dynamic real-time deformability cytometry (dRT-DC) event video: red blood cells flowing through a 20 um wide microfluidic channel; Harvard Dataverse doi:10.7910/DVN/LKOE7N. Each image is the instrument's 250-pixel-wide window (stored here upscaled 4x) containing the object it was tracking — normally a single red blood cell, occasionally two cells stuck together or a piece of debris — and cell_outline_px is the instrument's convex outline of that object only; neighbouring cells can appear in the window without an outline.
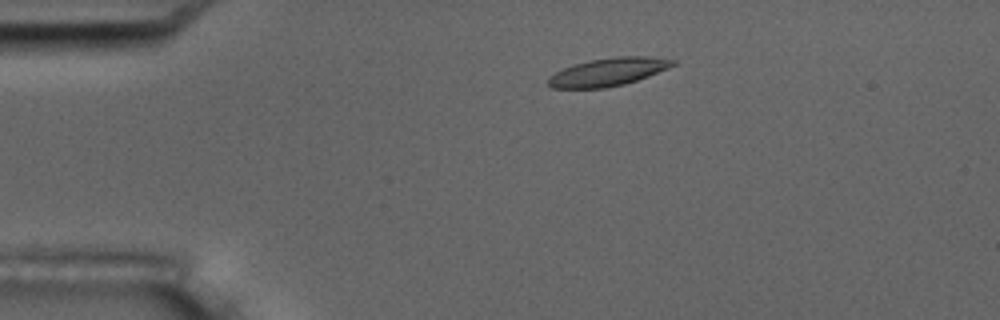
{"species": "common noctule bat (a hibernating species)", "species_latin": "Nyctalus noctula", "temperature_condition": "room temperature", "stored_images_in_passage": 5, "camera_frame_rate_fps": 3000, "um_per_image_px": 0.085, "animal": {"sex": "male", "body_mass_g": 17.5, "forearm_length_mm": 52.3}, "frame": {"image": 1, "passage_image": 3, "time_ms": 2.333, "image_size_px": [1000, 320], "cell_outline_px": [[676, 64], [668, 68], [648, 76], [624, 84], [604, 88], [552, 88], [548, 84], [548, 76], [564, 68], [588, 60], [616, 56], [648, 56], [676, 60]], "centroid_in_image_um": [51.69, 6.11], "position_along_channel_um": 33.3, "area_um2": 20.23}}